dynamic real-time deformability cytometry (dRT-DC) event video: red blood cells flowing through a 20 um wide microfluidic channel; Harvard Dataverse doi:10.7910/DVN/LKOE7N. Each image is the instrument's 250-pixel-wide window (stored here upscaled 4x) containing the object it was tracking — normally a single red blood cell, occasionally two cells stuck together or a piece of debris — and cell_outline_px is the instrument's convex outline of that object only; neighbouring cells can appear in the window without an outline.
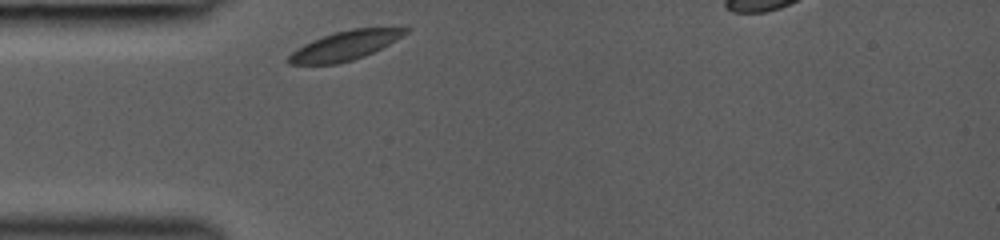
{"species": "common noctule bat (a hibernating species)", "species_latin": "Nyctalus noctula", "temperature_condition": "room temperature", "stored_images_in_passage": 25, "camera_frame_rate_fps": 3000, "um_per_image_px": 0.085, "animal": {"sex": "female", "body_mass_g": 19.0, "forearm_length_mm": 53.3}, "frame": {"image": 1, "passage_image": 1, "time_ms": 0.0, "image_size_px": [1000, 240], "cell_outline_px": [[412, 28], [408, 32], [396, 40], [364, 56], [352, 60], [336, 64], [288, 64], [284, 60], [292, 52], [304, 44], [312, 40], [336, 32], [352, 28]], "centroid_in_image_um": [29.29, 3.88], "position_along_channel_um": 55.7, "area_um2": 19.59}}
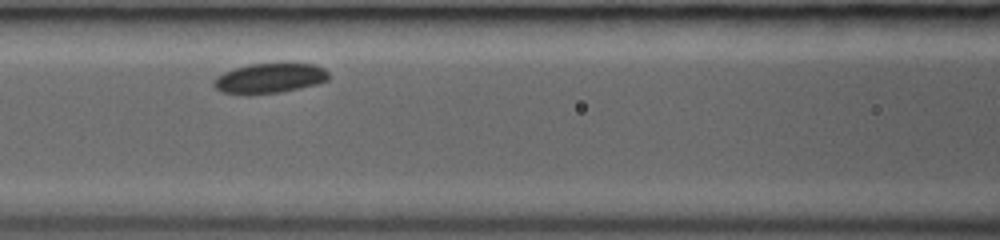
{"frame": {"image": 2, "passage_image": 8, "time_ms": 2.333, "image_size_px": [1000, 240], "cell_outline_px": [[328, 80], [316, 84], [300, 88], [280, 92], [248, 96], [224, 92], [216, 88], [212, 84], [212, 80], [216, 76], [224, 72], [248, 64], [316, 64], [324, 68], [328, 72]], "centroid_in_image_um": [22.88, 6.67], "position_along_channel_um": 143.7, "area_um2": 20.17}}
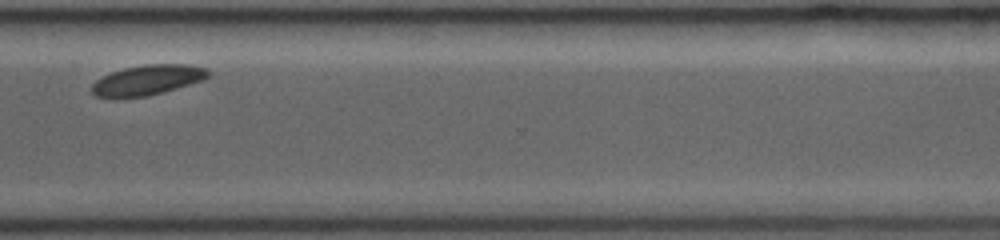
{"frame": {"image": 3, "passage_image": 24, "time_ms": 7.667, "image_size_px": [1000, 240], "cell_outline_px": [[212, 72], [204, 80], [176, 88], [144, 96], [96, 96], [92, 92], [92, 84], [96, 80], [112, 72], [124, 68], [144, 64], [188, 64], [208, 68]], "centroid_in_image_um": [12.61, 6.76], "position_along_channel_um": 358.0, "area_um2": 20.0}}